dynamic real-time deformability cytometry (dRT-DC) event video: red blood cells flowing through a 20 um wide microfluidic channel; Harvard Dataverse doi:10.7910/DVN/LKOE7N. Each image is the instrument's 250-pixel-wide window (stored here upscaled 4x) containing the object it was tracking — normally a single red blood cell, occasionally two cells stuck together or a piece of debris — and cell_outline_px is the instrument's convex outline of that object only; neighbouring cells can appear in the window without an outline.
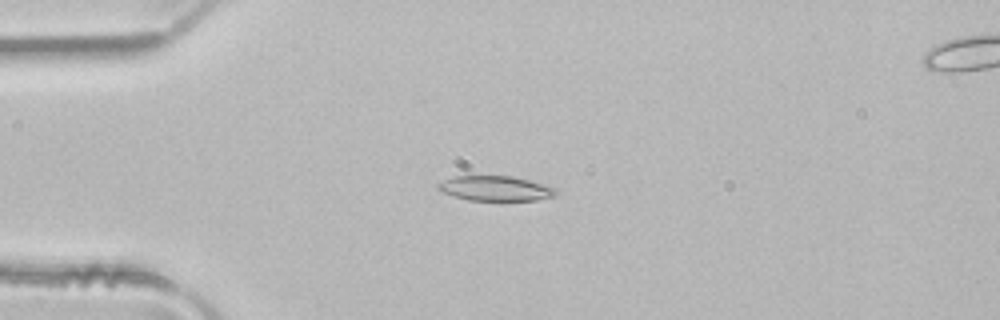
{"species": "common noctule bat (a hibernating species)", "species_latin": "Nyctalus noctula", "temperature_condition": "room temperature", "stored_images_in_passage": 6, "camera_frame_rate_fps": 3000, "um_per_image_px": 0.085, "animal": {"sex": "male", "body_mass_g": 21.5, "forearm_length_mm": 52.0}, "frame": {"image": 1, "passage_image": 4, "time_ms": 1.0, "image_size_px": [1000, 320], "cell_outline_px": [[556, 196], [536, 200], [468, 200], [444, 192], [436, 188], [436, 184], [444, 180], [456, 176], [512, 176], [528, 180], [556, 188]], "centroid_in_image_um": [42.12, 16.01], "position_along_channel_um": 42.9, "area_um2": 16.88}}
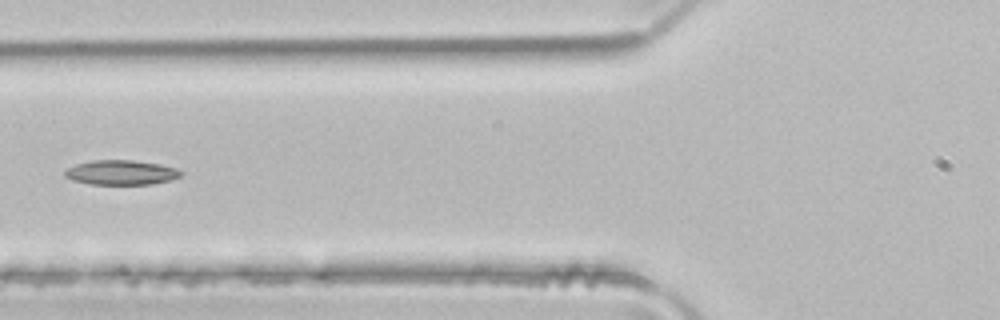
{"frame": {"image": 2, "passage_image": 6, "time_ms": 1.667, "image_size_px": [1000, 320], "cell_outline_px": [[184, 172], [180, 176], [172, 180], [152, 184], [92, 184], [72, 180], [64, 176], [64, 172], [68, 168], [76, 164], [92, 160], [132, 160], [160, 164], [176, 168]], "centroid_in_image_um": [10.32, 14.66], "position_along_channel_um": 115.5, "area_um2": 16.7}}